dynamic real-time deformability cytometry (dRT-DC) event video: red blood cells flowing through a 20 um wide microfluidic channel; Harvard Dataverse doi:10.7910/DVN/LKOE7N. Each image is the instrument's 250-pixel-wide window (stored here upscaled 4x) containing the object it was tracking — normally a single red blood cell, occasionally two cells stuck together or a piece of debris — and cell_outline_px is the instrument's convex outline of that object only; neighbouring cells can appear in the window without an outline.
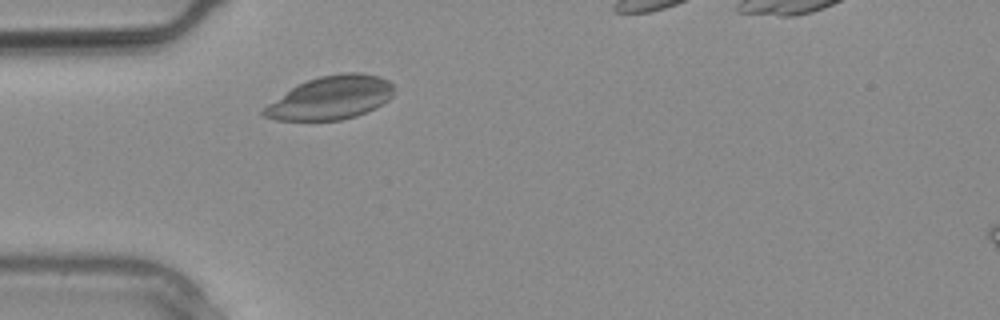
{"species": "common noctule bat (a hibernating species)", "species_latin": "Nyctalus noctula", "temperature_condition": "warm", "stored_images_in_passage": 6, "camera_frame_rate_fps": 3000, "um_per_image_px": 0.085, "animal": {"sex": "male", "body_mass_g": 20.4}, "frame": {"image": 1, "passage_image": 4, "time_ms": 1.0, "image_size_px": [1000, 320], "cell_outline_px": [[392, 96], [388, 100], [376, 108], [356, 116], [340, 120], [276, 120], [264, 116], [260, 112], [268, 104], [292, 88], [308, 80], [320, 76], [344, 72], [360, 72], [380, 76], [388, 80], [392, 84]], "centroid_in_image_um": [28.14, 8.31], "position_along_channel_um": 56.9, "area_um2": 32.6}}